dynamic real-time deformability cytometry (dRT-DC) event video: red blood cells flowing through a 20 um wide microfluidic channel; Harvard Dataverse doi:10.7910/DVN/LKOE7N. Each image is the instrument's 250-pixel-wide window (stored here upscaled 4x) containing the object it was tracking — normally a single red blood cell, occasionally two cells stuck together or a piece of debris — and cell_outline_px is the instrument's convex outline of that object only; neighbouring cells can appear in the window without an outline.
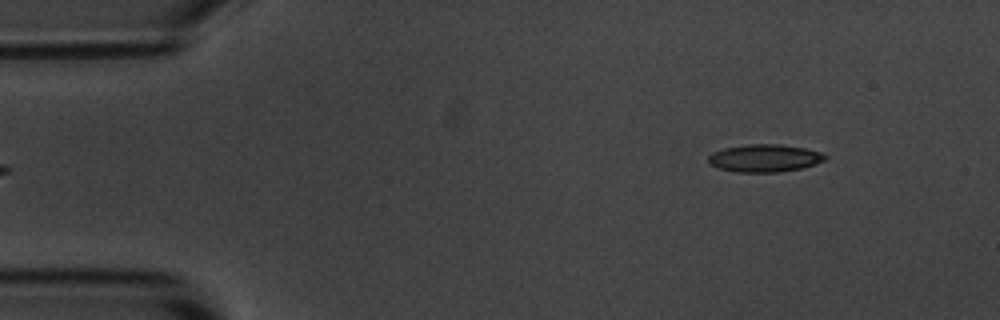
{"species": "common noctule bat (a hibernating species)", "species_latin": "Nyctalus noctula", "temperature_condition": "room temperature", "stored_images_in_passage": 6, "segment_of_instrument_passage": [2, 2], "camera_frame_rate_fps": 3000, "um_per_image_px": 0.085, "animal": {"sex": "male", "body_mass_g": 20.1, "forearm_length_mm": 53.5}, "frame": {"image": 1, "passage_image": 6, "time_ms": 5.667, "image_size_px": [1000, 320], "cell_outline_px": [[828, 160], [816, 164], [800, 168], [780, 172], [736, 172], [720, 168], [708, 164], [708, 156], [712, 152], [724, 148], [748, 144], [780, 144], [804, 148], [820, 152], [828, 156]], "centroid_in_image_um": [65.0, 13.44], "position_along_channel_um": 20.0, "area_um2": 18.9}}